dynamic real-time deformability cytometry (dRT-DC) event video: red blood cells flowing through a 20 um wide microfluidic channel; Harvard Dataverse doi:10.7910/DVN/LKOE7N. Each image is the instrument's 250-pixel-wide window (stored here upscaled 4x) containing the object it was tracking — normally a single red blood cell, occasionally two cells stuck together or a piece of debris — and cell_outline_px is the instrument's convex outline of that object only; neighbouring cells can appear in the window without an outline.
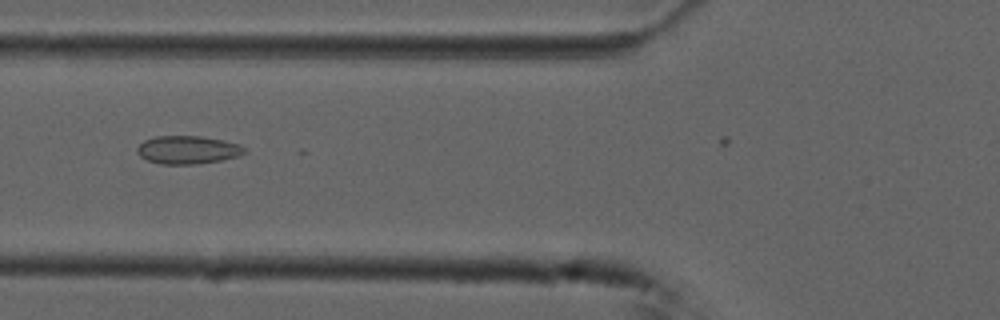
{"species": "common noctule bat (a hibernating species)", "species_latin": "Nyctalus noctula", "temperature_condition": "cold", "stored_images_in_passage": 11, "camera_frame_rate_fps": 3000, "um_per_image_px": 0.085, "animal": {"sex": "male", "forearm_length_mm": 52.5}, "frame": {"image": 1, "passage_image": 9, "time_ms": 2.667, "image_size_px": [1000, 320], "cell_outline_px": [[244, 152], [236, 156], [220, 160], [196, 164], [160, 164], [148, 160], [140, 156], [136, 152], [136, 148], [144, 140], [156, 136], [200, 136], [240, 144], [244, 148]], "centroid_in_image_um": [15.89, 12.73], "position_along_channel_um": 109.9, "area_um2": 17.34}}